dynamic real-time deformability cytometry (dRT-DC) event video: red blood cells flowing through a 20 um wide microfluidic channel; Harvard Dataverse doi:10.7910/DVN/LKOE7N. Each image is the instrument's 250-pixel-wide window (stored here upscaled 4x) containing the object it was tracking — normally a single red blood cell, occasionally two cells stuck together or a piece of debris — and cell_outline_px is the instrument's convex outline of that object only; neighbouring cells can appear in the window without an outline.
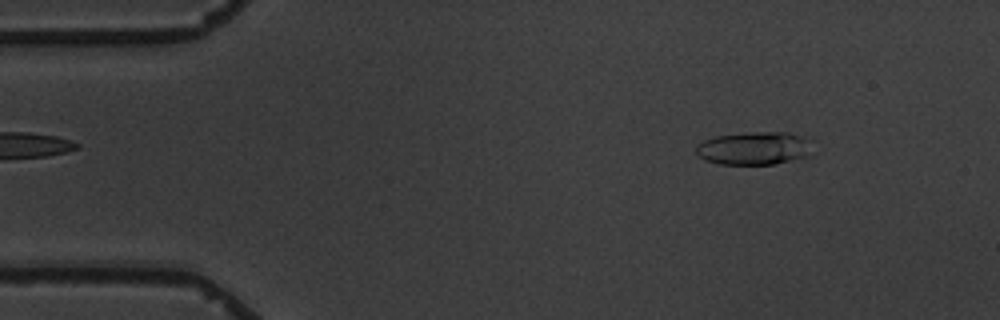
{"species": "common noctule bat (a hibernating species)", "species_latin": "Nyctalus noctula", "temperature_condition": "warm", "stored_images_in_passage": 5, "camera_frame_rate_fps": 3000, "um_per_image_px": 0.085, "animal": {"sex": "male", "body_mass_g": 19.5, "forearm_length_mm": 54.6}, "frame": {"image": 1, "passage_image": 2, "time_ms": 1.0, "image_size_px": [1000, 320], "cell_outline_px": [[816, 140], [808, 156], [772, 164], [720, 164], [704, 160], [696, 156], [696, 144], [704, 140], [716, 136], [752, 132], [788, 132]], "centroid_in_image_um": [64.14, 12.59], "position_along_channel_um": 20.9, "area_um2": 22.77}}
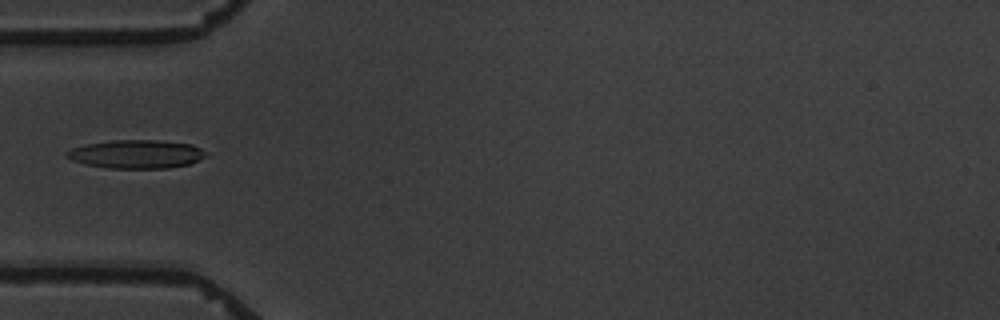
{"frame": {"image": 2, "passage_image": 5, "time_ms": 4.667, "image_size_px": [1000, 320], "cell_outline_px": [[208, 156], [188, 164], [168, 168], [108, 168], [88, 164], [72, 160], [64, 156], [64, 152], [72, 148], [88, 144], [112, 140], [156, 140], [192, 144], [200, 148]], "centroid_in_image_um": [11.58, 13.1], "position_along_channel_um": 73.4, "area_um2": 22.95}}